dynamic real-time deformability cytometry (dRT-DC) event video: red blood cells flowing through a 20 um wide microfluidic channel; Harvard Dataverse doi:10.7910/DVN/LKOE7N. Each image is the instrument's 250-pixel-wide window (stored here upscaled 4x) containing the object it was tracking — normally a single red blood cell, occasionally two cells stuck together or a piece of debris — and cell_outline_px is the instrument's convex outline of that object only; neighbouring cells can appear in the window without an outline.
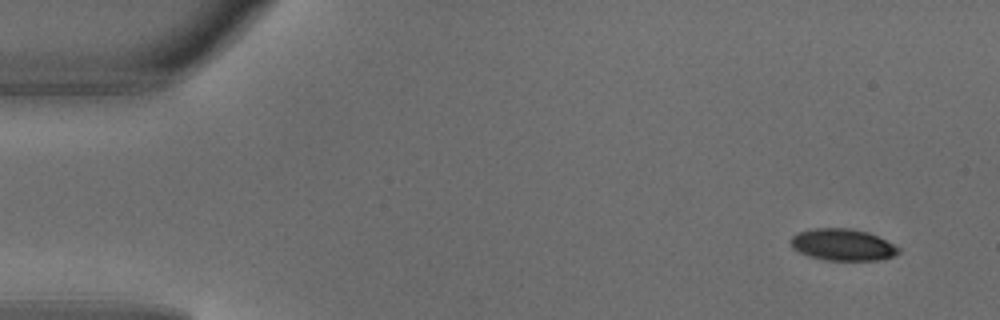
{"species": "common noctule bat (a hibernating species)", "species_latin": "Nyctalus noctula", "temperature_condition": "warm", "stored_images_in_passage": 4, "camera_frame_rate_fps": 3000, "um_per_image_px": 0.085, "animal": {"sex": "male", "body_mass_g": 18.8}, "frame": {"image": 1, "passage_image": 1, "time_ms": 0.0, "image_size_px": [1000, 320], "cell_outline_px": [[900, 252], [892, 256], [880, 260], [824, 260], [808, 256], [792, 248], [788, 240], [796, 232], [816, 228], [852, 228], [868, 232], [900, 248]], "centroid_in_image_um": [71.57, 20.8], "position_along_channel_um": 13.4, "area_um2": 20.0}}
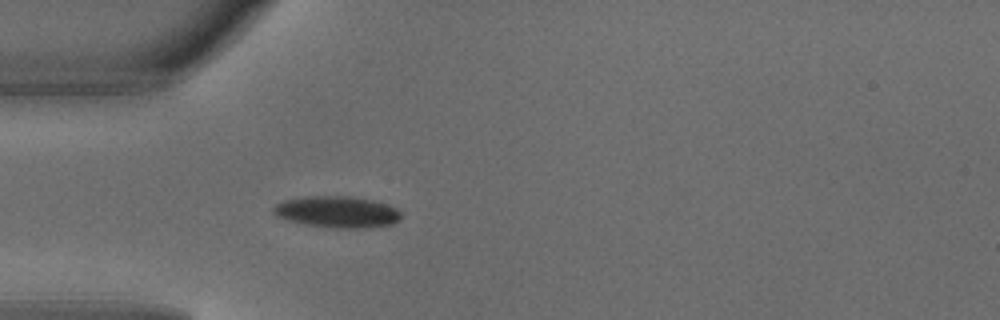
{"frame": {"image": 2, "passage_image": 4, "time_ms": 1.0, "image_size_px": [1000, 320], "cell_outline_px": [[400, 220], [392, 224], [364, 228], [336, 228], [304, 224], [288, 220], [276, 216], [272, 212], [272, 208], [276, 204], [284, 200], [308, 196], [348, 196], [376, 200], [388, 204], [396, 208], [400, 212]], "centroid_in_image_um": [28.67, 18.01], "position_along_channel_um": 56.3, "area_um2": 23.52}}